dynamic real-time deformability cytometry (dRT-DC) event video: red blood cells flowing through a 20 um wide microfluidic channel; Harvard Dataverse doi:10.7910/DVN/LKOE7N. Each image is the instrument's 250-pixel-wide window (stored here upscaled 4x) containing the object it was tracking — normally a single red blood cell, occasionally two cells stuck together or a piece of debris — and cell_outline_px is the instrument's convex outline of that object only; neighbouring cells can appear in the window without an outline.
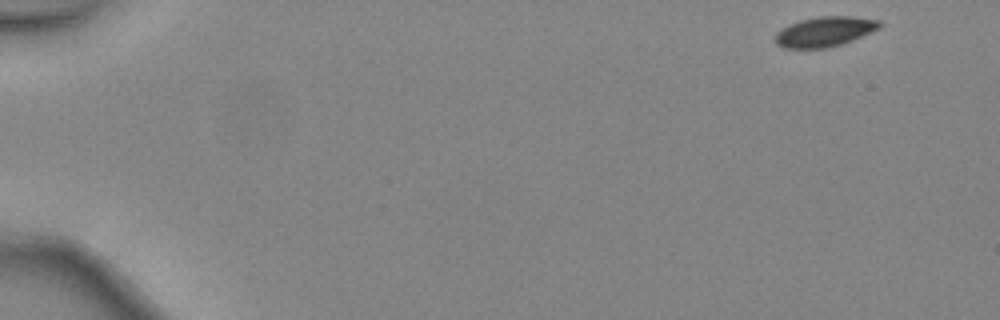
{"species": "common noctule bat (a hibernating species)", "species_latin": "Nyctalus noctula", "temperature_condition": "warm", "stored_images_in_passage": 45, "camera_frame_rate_fps": 3000, "um_per_image_px": 0.085, "animal": {"sex": "female", "body_mass_g": 24.6, "forearm_length_mm": 56.2}, "frame": {"image": 1, "passage_image": 1, "time_ms": 0.0, "image_size_px": [1000, 320], "cell_outline_px": [[884, 24], [880, 28], [872, 32], [844, 44], [828, 48], [784, 48], [776, 44], [772, 40], [776, 32], [788, 24], [800, 20], [820, 16], [852, 16], [880, 20]], "centroid_in_image_um": [70.1, 2.69], "position_along_channel_um": 14.9, "area_um2": 18.67}}
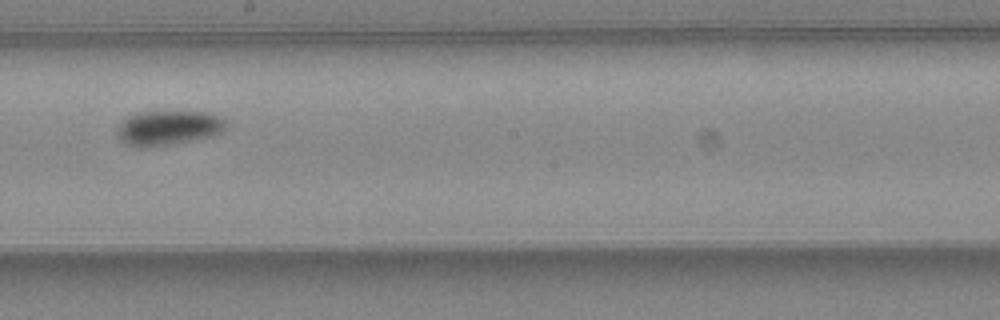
{"frame": {"image": 2, "passage_image": 26, "time_ms": 8.333, "image_size_px": [1000, 320], "cell_outline_px": [[224, 128], [220, 132], [212, 136], [172, 144], [148, 148], [136, 148], [124, 144], [116, 136], [116, 128], [128, 116], [136, 112], [208, 112], [220, 116], [224, 120]], "centroid_in_image_um": [14.22, 10.89], "position_along_channel_um": 234.0, "area_um2": 22.14}}
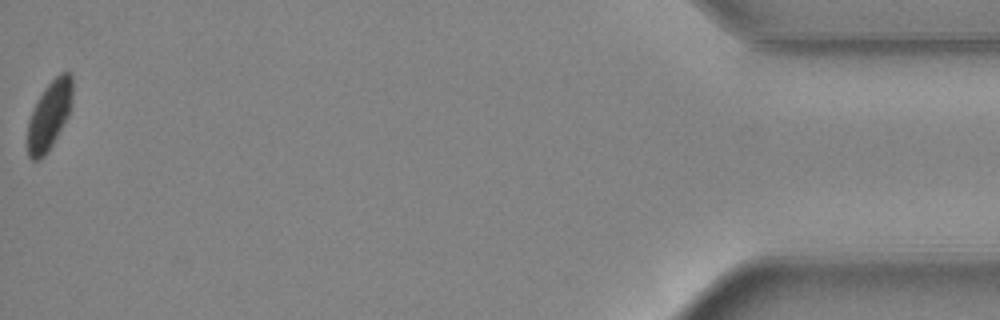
{"frame": {"image": 3, "passage_image": 45, "time_ms": 14.667, "image_size_px": [1000, 320], "cell_outline_px": [[72, 100], [68, 116], [48, 152], [40, 160], [32, 160], [28, 156], [28, 120], [44, 88], [60, 72], [68, 72], [72, 76]], "centroid_in_image_um": [4.2, 9.81], "position_along_channel_um": 431.0, "area_um2": 17.74}, "authors_computed_cell_mechanics": {"area_um2": 19.4786, "velocity_mm_per_s": 4.4643, "shape_relaxation_time_tau1_ms": 3.7062, "shape_relaxation_time_tau2_ms": null, "deformation_change_tau1": 0.0748, "deformation_change_tau2": null}}